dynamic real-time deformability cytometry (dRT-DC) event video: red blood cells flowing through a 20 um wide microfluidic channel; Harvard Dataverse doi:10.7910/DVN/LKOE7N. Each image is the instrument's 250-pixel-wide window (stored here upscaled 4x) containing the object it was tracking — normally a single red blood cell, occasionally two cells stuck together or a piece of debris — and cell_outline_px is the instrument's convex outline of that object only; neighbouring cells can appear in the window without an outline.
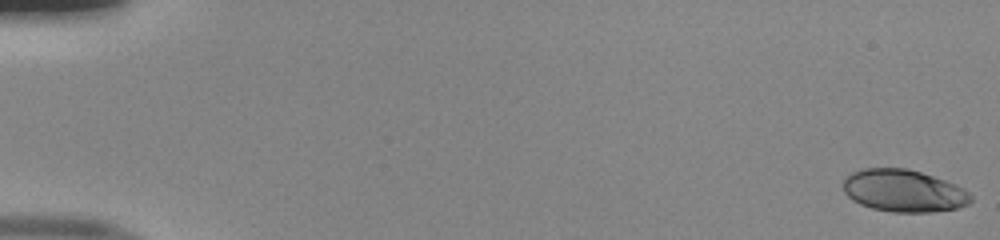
{"species": "human", "species_latin": "Homo sapiens", "temperature_condition": "room temperature", "stored_images_in_passage": 16, "camera_frame_rate_fps": 3000, "um_per_image_px": 0.085, "donor": {"sex": "male"}, "frame": {"image": 1, "passage_image": 1, "time_ms": 0.0, "image_size_px": [1000, 240], "cell_outline_px": [[972, 200], [968, 204], [960, 208], [932, 212], [892, 212], [872, 208], [860, 204], [852, 200], [844, 192], [844, 176], [852, 172], [864, 168], [908, 168], [956, 184], [964, 188], [972, 196]], "centroid_in_image_um": [76.82, 16.22], "position_along_channel_um": 8.2, "area_um2": 31.62}}